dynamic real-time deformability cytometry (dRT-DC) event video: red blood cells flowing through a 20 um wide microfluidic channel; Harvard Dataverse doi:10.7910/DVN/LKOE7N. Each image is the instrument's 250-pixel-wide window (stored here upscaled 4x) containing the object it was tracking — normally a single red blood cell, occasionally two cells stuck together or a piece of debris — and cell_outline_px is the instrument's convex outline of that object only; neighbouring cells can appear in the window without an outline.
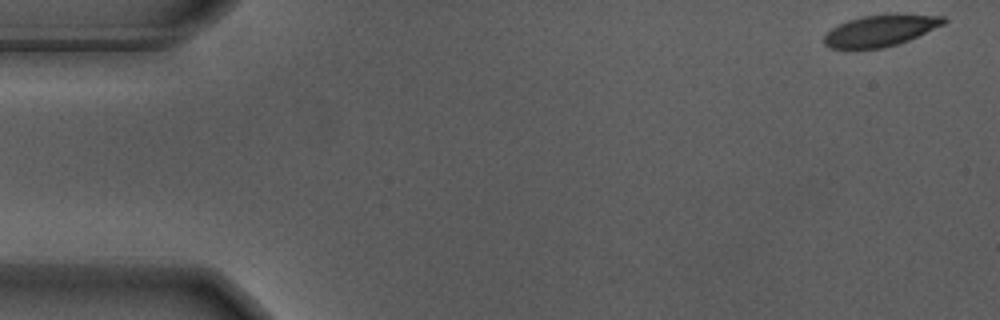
{"species": "Egyptian fruit bat (a non-hibernating species)", "species_latin": "Rousettus aegyptiacus", "temperature_condition": "warm", "stored_images_in_passage": 56, "segment_of_instrument_passage": [1, 2], "camera_frame_rate_fps": 3000, "um_per_image_px": 0.085, "animal": {"sex": "male"}, "frame": {"image": 1, "passage_image": 1, "time_ms": 0.0, "image_size_px": [1000, 320], "cell_outline_px": [[948, 20], [944, 24], [908, 40], [896, 44], [880, 48], [832, 48], [824, 44], [824, 36], [832, 28], [848, 20], [864, 16], [888, 12], [896, 12], [944, 16]], "centroid_in_image_um": [74.89, 2.55], "position_along_channel_um": 10.1, "area_um2": 22.02}}
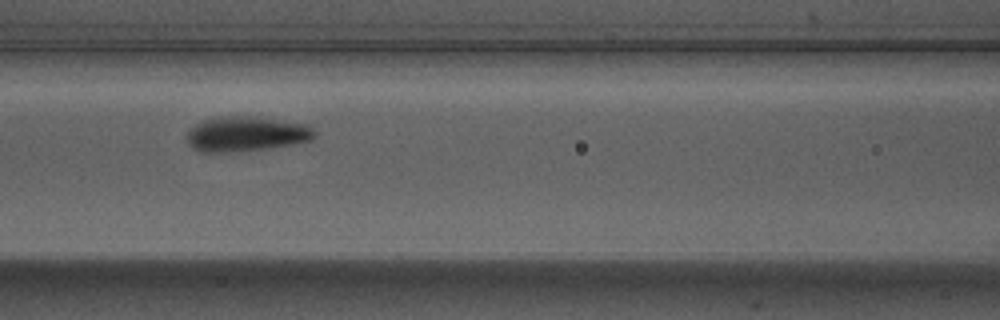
{"frame": {"image": 2, "passage_image": 23, "time_ms": 7.333, "image_size_px": [1000, 320], "cell_outline_px": [[316, 136], [312, 140], [292, 144], [264, 148], [224, 152], [200, 152], [192, 148], [188, 144], [188, 132], [196, 124], [204, 120], [216, 116], [244, 116], [308, 124], [316, 132]], "centroid_in_image_um": [20.92, 11.38], "position_along_channel_um": 145.7, "area_um2": 25.61}}
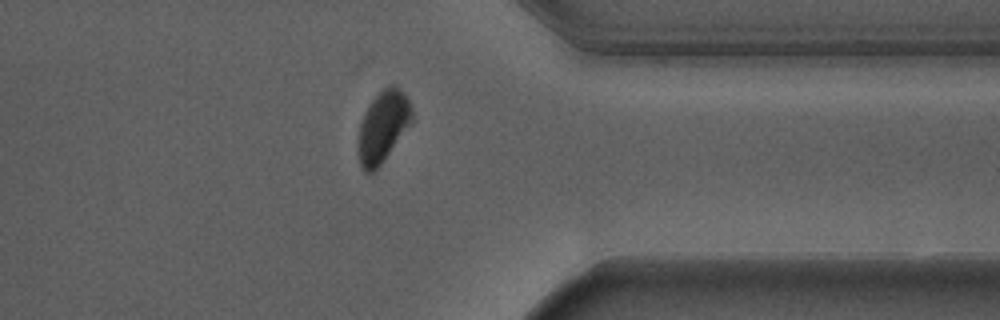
{"frame": {"image": 3, "passage_image": 43, "time_ms": 14.0, "image_size_px": [1000, 320], "cell_outline_px": [[412, 120], [384, 160], [372, 176], [368, 176], [360, 168], [356, 152], [356, 140], [360, 124], [364, 112], [368, 104], [384, 88], [392, 84], [396, 84], [404, 92], [412, 108]], "centroid_in_image_um": [32.48, 10.83], "position_along_channel_um": 378.9, "area_um2": 22.83}}